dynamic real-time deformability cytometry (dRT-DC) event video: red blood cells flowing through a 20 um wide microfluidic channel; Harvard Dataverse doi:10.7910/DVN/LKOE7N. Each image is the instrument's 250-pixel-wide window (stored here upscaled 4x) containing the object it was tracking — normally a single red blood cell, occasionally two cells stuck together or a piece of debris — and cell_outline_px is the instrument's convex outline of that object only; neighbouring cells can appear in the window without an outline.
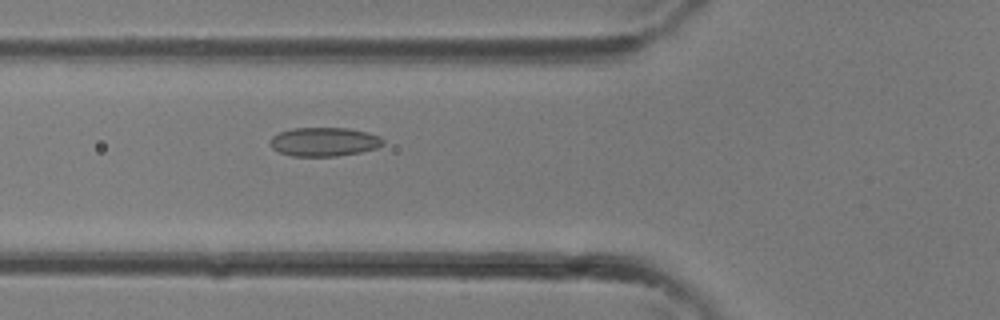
{"species": "common noctule bat (a hibernating species)", "species_latin": "Nyctalus noctula", "temperature_condition": "room temperature", "stored_images_in_passage": 34, "camera_frame_rate_fps": 3000, "um_per_image_px": 0.085, "animal": {"sex": "female"}, "frame": {"image": 1, "passage_image": 13, "time_ms": 4.0, "image_size_px": [1000, 320], "cell_outline_px": [[384, 144], [376, 148], [360, 152], [336, 156], [292, 156], [280, 152], [272, 148], [272, 136], [280, 132], [292, 128], [348, 128], [368, 132], [380, 136], [384, 140]], "centroid_in_image_um": [27.59, 12.05], "position_along_channel_um": 98.2, "area_um2": 18.9}}
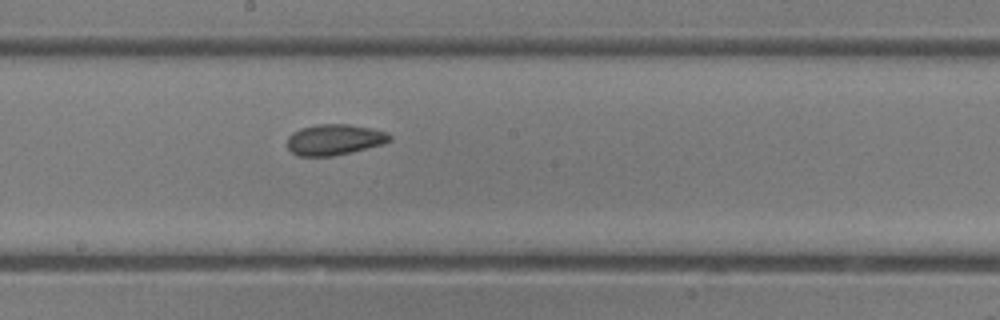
{"frame": {"image": 2, "passage_image": 19, "time_ms": 6.0, "image_size_px": [1000, 320], "cell_outline_px": [[392, 140], [384, 144], [352, 152], [332, 156], [296, 156], [288, 148], [288, 136], [292, 132], [300, 128], [316, 124], [348, 124], [372, 128], [388, 132], [392, 136]], "centroid_in_image_um": [28.45, 11.86], "position_along_channel_um": 219.8, "area_um2": 18.67}}
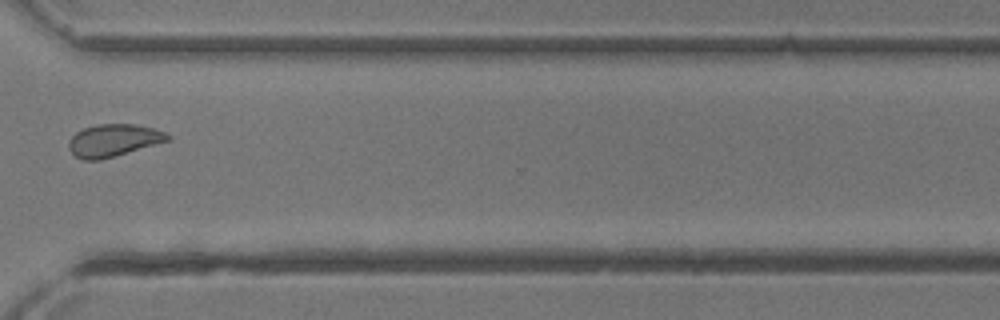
{"frame": {"image": 3, "passage_image": 26, "time_ms": 8.333, "image_size_px": [1000, 320], "cell_outline_px": [[172, 136], [168, 140], [100, 160], [84, 160], [76, 156], [68, 148], [68, 144], [72, 136], [76, 132], [84, 128], [96, 124], [136, 124], [152, 128], [164, 132]], "centroid_in_image_um": [9.61, 11.92], "position_along_channel_um": 361.0, "area_um2": 18.32}}